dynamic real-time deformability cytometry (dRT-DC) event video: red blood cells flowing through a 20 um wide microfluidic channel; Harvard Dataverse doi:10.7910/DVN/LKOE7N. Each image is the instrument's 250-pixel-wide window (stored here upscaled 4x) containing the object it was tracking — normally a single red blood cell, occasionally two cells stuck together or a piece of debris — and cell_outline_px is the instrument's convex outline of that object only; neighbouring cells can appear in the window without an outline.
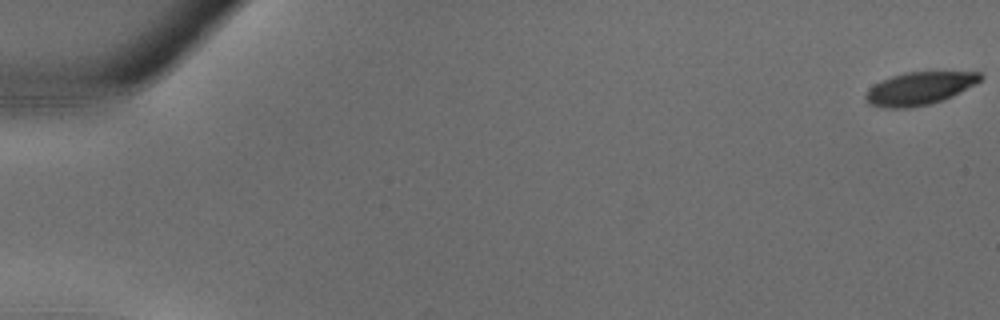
{"species": "common noctule bat (a hibernating species)", "species_latin": "Nyctalus noctula", "temperature_condition": "warm", "stored_images_in_passage": 37, "camera_frame_rate_fps": 3000, "um_per_image_px": 0.085, "animal": {"sex": "male", "body_mass_g": 18.8}, "frame": {"image": 1, "passage_image": 1, "time_ms": 0.0, "image_size_px": [1000, 320], "cell_outline_px": [[984, 76], [976, 84], [952, 96], [928, 104], [912, 108], [884, 108], [868, 104], [864, 100], [864, 96], [868, 88], [892, 76], [908, 72], [980, 72]], "centroid_in_image_um": [78.13, 7.53], "position_along_channel_um": 6.9, "area_um2": 21.85}}
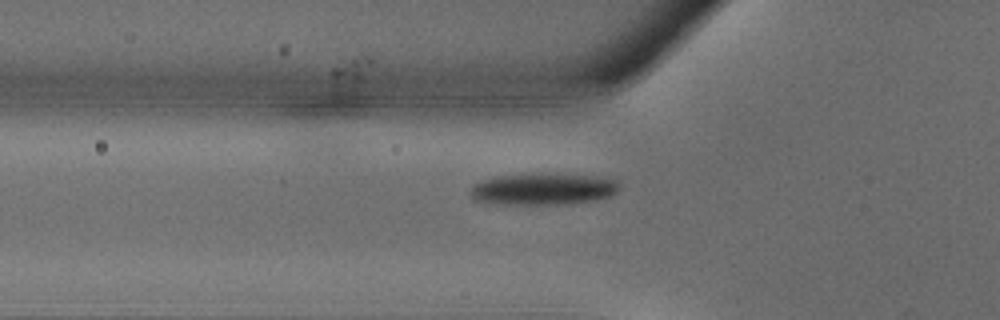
{"frame": {"image": 2, "passage_image": 14, "time_ms": 4.333, "image_size_px": [1000, 320], "cell_outline_px": [[620, 188], [612, 196], [592, 200], [568, 204], [504, 204], [476, 200], [472, 196], [472, 188], [476, 184], [484, 180], [500, 176], [536, 172], [540, 172], [604, 176], [620, 180]], "centroid_in_image_um": [46.31, 16.03], "position_along_channel_um": 79.5, "area_um2": 27.92}}
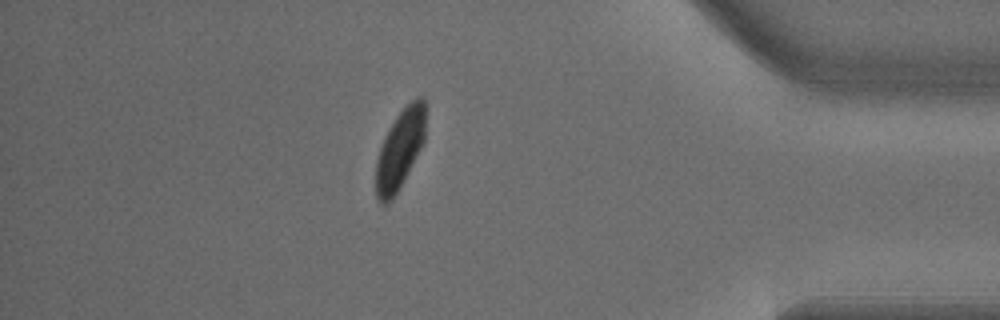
{"frame": {"image": 3, "passage_image": 33, "time_ms": 10.667, "image_size_px": [1000, 320], "cell_outline_px": [[424, 140], [400, 188], [392, 200], [388, 204], [380, 204], [376, 200], [376, 160], [384, 136], [388, 128], [396, 116], [416, 96], [424, 96]], "centroid_in_image_um": [33.96, 12.74], "position_along_channel_um": 401.2, "area_um2": 22.83}}